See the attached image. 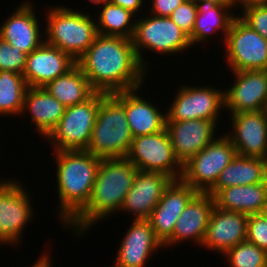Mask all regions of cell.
I'll use <instances>...</instances> for the list:
<instances>
[{
    "label": "cell",
    "instance_id": "26",
    "mask_svg": "<svg viewBox=\"0 0 267 267\" xmlns=\"http://www.w3.org/2000/svg\"><path fill=\"white\" fill-rule=\"evenodd\" d=\"M266 180L267 159L236 155L207 193L214 197L221 189L230 186L258 184Z\"/></svg>",
    "mask_w": 267,
    "mask_h": 267
},
{
    "label": "cell",
    "instance_id": "15",
    "mask_svg": "<svg viewBox=\"0 0 267 267\" xmlns=\"http://www.w3.org/2000/svg\"><path fill=\"white\" fill-rule=\"evenodd\" d=\"M197 193L182 179L172 180L165 188L148 219L156 238L162 245L172 237L176 221Z\"/></svg>",
    "mask_w": 267,
    "mask_h": 267
},
{
    "label": "cell",
    "instance_id": "39",
    "mask_svg": "<svg viewBox=\"0 0 267 267\" xmlns=\"http://www.w3.org/2000/svg\"><path fill=\"white\" fill-rule=\"evenodd\" d=\"M51 254H42L41 257L38 258V260L36 261V263H34L33 265H31V267H52L51 264Z\"/></svg>",
    "mask_w": 267,
    "mask_h": 267
},
{
    "label": "cell",
    "instance_id": "36",
    "mask_svg": "<svg viewBox=\"0 0 267 267\" xmlns=\"http://www.w3.org/2000/svg\"><path fill=\"white\" fill-rule=\"evenodd\" d=\"M151 1V0H150ZM186 0H152V15L159 17H169L171 13Z\"/></svg>",
    "mask_w": 267,
    "mask_h": 267
},
{
    "label": "cell",
    "instance_id": "3",
    "mask_svg": "<svg viewBox=\"0 0 267 267\" xmlns=\"http://www.w3.org/2000/svg\"><path fill=\"white\" fill-rule=\"evenodd\" d=\"M58 218L67 225L89 202L101 158L87 150L54 151Z\"/></svg>",
    "mask_w": 267,
    "mask_h": 267
},
{
    "label": "cell",
    "instance_id": "28",
    "mask_svg": "<svg viewBox=\"0 0 267 267\" xmlns=\"http://www.w3.org/2000/svg\"><path fill=\"white\" fill-rule=\"evenodd\" d=\"M43 88L65 107L83 103L96 93L77 64Z\"/></svg>",
    "mask_w": 267,
    "mask_h": 267
},
{
    "label": "cell",
    "instance_id": "12",
    "mask_svg": "<svg viewBox=\"0 0 267 267\" xmlns=\"http://www.w3.org/2000/svg\"><path fill=\"white\" fill-rule=\"evenodd\" d=\"M181 87L166 112V121L218 120L221 109H225L224 90L210 85Z\"/></svg>",
    "mask_w": 267,
    "mask_h": 267
},
{
    "label": "cell",
    "instance_id": "19",
    "mask_svg": "<svg viewBox=\"0 0 267 267\" xmlns=\"http://www.w3.org/2000/svg\"><path fill=\"white\" fill-rule=\"evenodd\" d=\"M75 64L76 61L67 53L44 42L27 55L22 75L28 87H44Z\"/></svg>",
    "mask_w": 267,
    "mask_h": 267
},
{
    "label": "cell",
    "instance_id": "2",
    "mask_svg": "<svg viewBox=\"0 0 267 267\" xmlns=\"http://www.w3.org/2000/svg\"><path fill=\"white\" fill-rule=\"evenodd\" d=\"M137 172L127 157L101 159L89 202L66 227L73 228L75 235L80 236L99 220L117 213Z\"/></svg>",
    "mask_w": 267,
    "mask_h": 267
},
{
    "label": "cell",
    "instance_id": "11",
    "mask_svg": "<svg viewBox=\"0 0 267 267\" xmlns=\"http://www.w3.org/2000/svg\"><path fill=\"white\" fill-rule=\"evenodd\" d=\"M30 194L17 180L0 181V244L21 242L24 227L35 215ZM19 242V243H18Z\"/></svg>",
    "mask_w": 267,
    "mask_h": 267
},
{
    "label": "cell",
    "instance_id": "17",
    "mask_svg": "<svg viewBox=\"0 0 267 267\" xmlns=\"http://www.w3.org/2000/svg\"><path fill=\"white\" fill-rule=\"evenodd\" d=\"M247 221L248 215L244 213L214 206L201 246L223 255L238 243L246 241Z\"/></svg>",
    "mask_w": 267,
    "mask_h": 267
},
{
    "label": "cell",
    "instance_id": "40",
    "mask_svg": "<svg viewBox=\"0 0 267 267\" xmlns=\"http://www.w3.org/2000/svg\"><path fill=\"white\" fill-rule=\"evenodd\" d=\"M196 3L202 1H208L216 5H235V0H193Z\"/></svg>",
    "mask_w": 267,
    "mask_h": 267
},
{
    "label": "cell",
    "instance_id": "20",
    "mask_svg": "<svg viewBox=\"0 0 267 267\" xmlns=\"http://www.w3.org/2000/svg\"><path fill=\"white\" fill-rule=\"evenodd\" d=\"M215 206L214 197L208 193L198 192L186 205L180 217L176 221L172 237L163 245L172 247L184 243L185 240H193L194 245L201 244L204 240L209 217Z\"/></svg>",
    "mask_w": 267,
    "mask_h": 267
},
{
    "label": "cell",
    "instance_id": "6",
    "mask_svg": "<svg viewBox=\"0 0 267 267\" xmlns=\"http://www.w3.org/2000/svg\"><path fill=\"white\" fill-rule=\"evenodd\" d=\"M136 20L131 38L135 53L142 67L146 68L147 60L143 59V49L157 54H175L191 47L189 36L185 34L169 17L152 15Z\"/></svg>",
    "mask_w": 267,
    "mask_h": 267
},
{
    "label": "cell",
    "instance_id": "22",
    "mask_svg": "<svg viewBox=\"0 0 267 267\" xmlns=\"http://www.w3.org/2000/svg\"><path fill=\"white\" fill-rule=\"evenodd\" d=\"M132 221L125 237L122 238L113 267H145L152 253L163 247L156 238L149 220Z\"/></svg>",
    "mask_w": 267,
    "mask_h": 267
},
{
    "label": "cell",
    "instance_id": "32",
    "mask_svg": "<svg viewBox=\"0 0 267 267\" xmlns=\"http://www.w3.org/2000/svg\"><path fill=\"white\" fill-rule=\"evenodd\" d=\"M27 54L0 38V70L23 74Z\"/></svg>",
    "mask_w": 267,
    "mask_h": 267
},
{
    "label": "cell",
    "instance_id": "42",
    "mask_svg": "<svg viewBox=\"0 0 267 267\" xmlns=\"http://www.w3.org/2000/svg\"><path fill=\"white\" fill-rule=\"evenodd\" d=\"M263 215V217L267 220V203L266 205L263 207L261 213Z\"/></svg>",
    "mask_w": 267,
    "mask_h": 267
},
{
    "label": "cell",
    "instance_id": "30",
    "mask_svg": "<svg viewBox=\"0 0 267 267\" xmlns=\"http://www.w3.org/2000/svg\"><path fill=\"white\" fill-rule=\"evenodd\" d=\"M27 89L22 74L0 70V115L20 116Z\"/></svg>",
    "mask_w": 267,
    "mask_h": 267
},
{
    "label": "cell",
    "instance_id": "7",
    "mask_svg": "<svg viewBox=\"0 0 267 267\" xmlns=\"http://www.w3.org/2000/svg\"><path fill=\"white\" fill-rule=\"evenodd\" d=\"M105 95L96 92L83 103L65 107L59 123L46 137L51 140L53 151L87 150L100 101Z\"/></svg>",
    "mask_w": 267,
    "mask_h": 267
},
{
    "label": "cell",
    "instance_id": "14",
    "mask_svg": "<svg viewBox=\"0 0 267 267\" xmlns=\"http://www.w3.org/2000/svg\"><path fill=\"white\" fill-rule=\"evenodd\" d=\"M233 73L236 79L224 90L225 110L230 114L267 110V70Z\"/></svg>",
    "mask_w": 267,
    "mask_h": 267
},
{
    "label": "cell",
    "instance_id": "18",
    "mask_svg": "<svg viewBox=\"0 0 267 267\" xmlns=\"http://www.w3.org/2000/svg\"><path fill=\"white\" fill-rule=\"evenodd\" d=\"M172 180L164 173L138 171L119 212L132 213L134 220H148Z\"/></svg>",
    "mask_w": 267,
    "mask_h": 267
},
{
    "label": "cell",
    "instance_id": "4",
    "mask_svg": "<svg viewBox=\"0 0 267 267\" xmlns=\"http://www.w3.org/2000/svg\"><path fill=\"white\" fill-rule=\"evenodd\" d=\"M125 111V91L106 94L92 130L87 151L101 159L126 157L132 144Z\"/></svg>",
    "mask_w": 267,
    "mask_h": 267
},
{
    "label": "cell",
    "instance_id": "25",
    "mask_svg": "<svg viewBox=\"0 0 267 267\" xmlns=\"http://www.w3.org/2000/svg\"><path fill=\"white\" fill-rule=\"evenodd\" d=\"M215 206L246 215L260 214L267 203V180L258 184L230 186L214 196Z\"/></svg>",
    "mask_w": 267,
    "mask_h": 267
},
{
    "label": "cell",
    "instance_id": "13",
    "mask_svg": "<svg viewBox=\"0 0 267 267\" xmlns=\"http://www.w3.org/2000/svg\"><path fill=\"white\" fill-rule=\"evenodd\" d=\"M233 133L226 136L237 155L267 159V110L230 114Z\"/></svg>",
    "mask_w": 267,
    "mask_h": 267
},
{
    "label": "cell",
    "instance_id": "16",
    "mask_svg": "<svg viewBox=\"0 0 267 267\" xmlns=\"http://www.w3.org/2000/svg\"><path fill=\"white\" fill-rule=\"evenodd\" d=\"M217 123L204 119L166 121L173 152L182 165L216 138Z\"/></svg>",
    "mask_w": 267,
    "mask_h": 267
},
{
    "label": "cell",
    "instance_id": "35",
    "mask_svg": "<svg viewBox=\"0 0 267 267\" xmlns=\"http://www.w3.org/2000/svg\"><path fill=\"white\" fill-rule=\"evenodd\" d=\"M246 240L267 253V220L262 214L248 215Z\"/></svg>",
    "mask_w": 267,
    "mask_h": 267
},
{
    "label": "cell",
    "instance_id": "41",
    "mask_svg": "<svg viewBox=\"0 0 267 267\" xmlns=\"http://www.w3.org/2000/svg\"><path fill=\"white\" fill-rule=\"evenodd\" d=\"M109 0H89V2H92L93 4H95V6L96 5H102L103 3H105V2H108Z\"/></svg>",
    "mask_w": 267,
    "mask_h": 267
},
{
    "label": "cell",
    "instance_id": "10",
    "mask_svg": "<svg viewBox=\"0 0 267 267\" xmlns=\"http://www.w3.org/2000/svg\"><path fill=\"white\" fill-rule=\"evenodd\" d=\"M126 157L138 171L160 172L173 180L181 179L183 165L173 152L166 128L154 134L134 137Z\"/></svg>",
    "mask_w": 267,
    "mask_h": 267
},
{
    "label": "cell",
    "instance_id": "24",
    "mask_svg": "<svg viewBox=\"0 0 267 267\" xmlns=\"http://www.w3.org/2000/svg\"><path fill=\"white\" fill-rule=\"evenodd\" d=\"M27 110L37 132L46 138L62 118L65 106L43 87H28L21 114L27 113Z\"/></svg>",
    "mask_w": 267,
    "mask_h": 267
},
{
    "label": "cell",
    "instance_id": "21",
    "mask_svg": "<svg viewBox=\"0 0 267 267\" xmlns=\"http://www.w3.org/2000/svg\"><path fill=\"white\" fill-rule=\"evenodd\" d=\"M33 6L31 1H23L0 27V38L27 55L45 42Z\"/></svg>",
    "mask_w": 267,
    "mask_h": 267
},
{
    "label": "cell",
    "instance_id": "37",
    "mask_svg": "<svg viewBox=\"0 0 267 267\" xmlns=\"http://www.w3.org/2000/svg\"><path fill=\"white\" fill-rule=\"evenodd\" d=\"M109 2L137 14L141 11L144 0H109Z\"/></svg>",
    "mask_w": 267,
    "mask_h": 267
},
{
    "label": "cell",
    "instance_id": "23",
    "mask_svg": "<svg viewBox=\"0 0 267 267\" xmlns=\"http://www.w3.org/2000/svg\"><path fill=\"white\" fill-rule=\"evenodd\" d=\"M141 87L125 90V111L131 134L134 137L150 135L166 128V110L160 111L154 102L137 94Z\"/></svg>",
    "mask_w": 267,
    "mask_h": 267
},
{
    "label": "cell",
    "instance_id": "34",
    "mask_svg": "<svg viewBox=\"0 0 267 267\" xmlns=\"http://www.w3.org/2000/svg\"><path fill=\"white\" fill-rule=\"evenodd\" d=\"M241 10L242 15L237 14L238 17L267 40V5L251 6Z\"/></svg>",
    "mask_w": 267,
    "mask_h": 267
},
{
    "label": "cell",
    "instance_id": "29",
    "mask_svg": "<svg viewBox=\"0 0 267 267\" xmlns=\"http://www.w3.org/2000/svg\"><path fill=\"white\" fill-rule=\"evenodd\" d=\"M102 5L98 19H96L98 34L131 39L136 24V14L109 1Z\"/></svg>",
    "mask_w": 267,
    "mask_h": 267
},
{
    "label": "cell",
    "instance_id": "8",
    "mask_svg": "<svg viewBox=\"0 0 267 267\" xmlns=\"http://www.w3.org/2000/svg\"><path fill=\"white\" fill-rule=\"evenodd\" d=\"M236 155L233 143L222 134L183 164L181 179L197 192L207 193Z\"/></svg>",
    "mask_w": 267,
    "mask_h": 267
},
{
    "label": "cell",
    "instance_id": "27",
    "mask_svg": "<svg viewBox=\"0 0 267 267\" xmlns=\"http://www.w3.org/2000/svg\"><path fill=\"white\" fill-rule=\"evenodd\" d=\"M196 4L198 14L192 34L189 36L191 45L205 42L212 37L213 33L215 35L218 31L224 33L221 36H224L223 40H225L230 24L236 17V14L231 12V9L236 8V5H216L208 1L197 2Z\"/></svg>",
    "mask_w": 267,
    "mask_h": 267
},
{
    "label": "cell",
    "instance_id": "9",
    "mask_svg": "<svg viewBox=\"0 0 267 267\" xmlns=\"http://www.w3.org/2000/svg\"><path fill=\"white\" fill-rule=\"evenodd\" d=\"M224 42L226 64L232 72L267 70V40L238 15L232 20Z\"/></svg>",
    "mask_w": 267,
    "mask_h": 267
},
{
    "label": "cell",
    "instance_id": "38",
    "mask_svg": "<svg viewBox=\"0 0 267 267\" xmlns=\"http://www.w3.org/2000/svg\"><path fill=\"white\" fill-rule=\"evenodd\" d=\"M235 5L245 9L251 6L267 5V0H235Z\"/></svg>",
    "mask_w": 267,
    "mask_h": 267
},
{
    "label": "cell",
    "instance_id": "31",
    "mask_svg": "<svg viewBox=\"0 0 267 267\" xmlns=\"http://www.w3.org/2000/svg\"><path fill=\"white\" fill-rule=\"evenodd\" d=\"M223 255L230 267H267V253L247 240L238 243Z\"/></svg>",
    "mask_w": 267,
    "mask_h": 267
},
{
    "label": "cell",
    "instance_id": "33",
    "mask_svg": "<svg viewBox=\"0 0 267 267\" xmlns=\"http://www.w3.org/2000/svg\"><path fill=\"white\" fill-rule=\"evenodd\" d=\"M198 10L197 4L193 0H186L179 5L169 16L178 27L188 36L192 34Z\"/></svg>",
    "mask_w": 267,
    "mask_h": 267
},
{
    "label": "cell",
    "instance_id": "1",
    "mask_svg": "<svg viewBox=\"0 0 267 267\" xmlns=\"http://www.w3.org/2000/svg\"><path fill=\"white\" fill-rule=\"evenodd\" d=\"M76 64L96 92L114 94L145 83L147 72L128 38L98 34Z\"/></svg>",
    "mask_w": 267,
    "mask_h": 267
},
{
    "label": "cell",
    "instance_id": "5",
    "mask_svg": "<svg viewBox=\"0 0 267 267\" xmlns=\"http://www.w3.org/2000/svg\"><path fill=\"white\" fill-rule=\"evenodd\" d=\"M45 16V43L67 53L76 62L98 35L96 20L88 12L60 5L48 9Z\"/></svg>",
    "mask_w": 267,
    "mask_h": 267
}]
</instances>
